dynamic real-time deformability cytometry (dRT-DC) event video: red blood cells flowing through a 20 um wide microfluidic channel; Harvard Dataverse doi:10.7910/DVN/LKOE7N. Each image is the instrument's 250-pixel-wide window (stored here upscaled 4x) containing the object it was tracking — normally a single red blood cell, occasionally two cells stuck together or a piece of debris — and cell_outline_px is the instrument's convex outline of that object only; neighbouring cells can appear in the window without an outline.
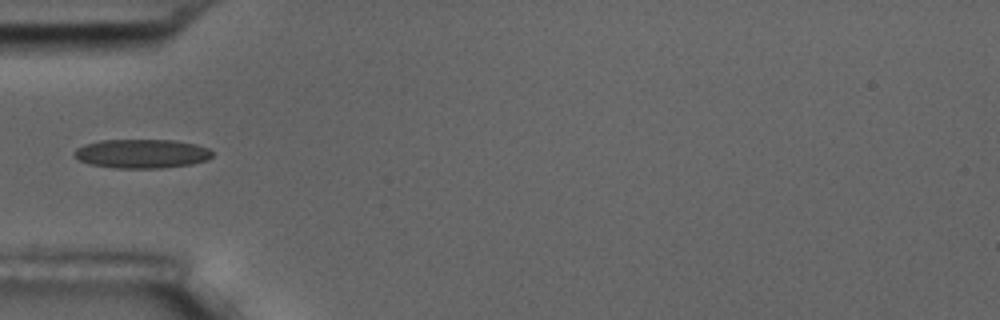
{"species": "common noctule bat (a hibernating species)", "species_latin": "Nyctalus noctula", "temperature_condition": "room temperature", "stored_images_in_passage": 5, "camera_frame_rate_fps": 3000, "um_per_image_px": 0.085, "animal": {"sex": "male", "body_mass_g": 17.5, "forearm_length_mm": 52.3}, "frame": {"image": 1, "passage_image": 5, "time_ms": 5.333, "image_size_px": [1000, 320], "cell_outline_px": [[212, 156], [208, 160], [192, 164], [160, 168], [112, 168], [88, 164], [80, 160], [72, 152], [76, 148], [84, 144], [100, 140], [176, 140], [196, 144], [208, 148], [212, 152]], "centroid_in_image_um": [12.04, 13.06], "position_along_channel_um": 73.0, "area_um2": 23.52}}